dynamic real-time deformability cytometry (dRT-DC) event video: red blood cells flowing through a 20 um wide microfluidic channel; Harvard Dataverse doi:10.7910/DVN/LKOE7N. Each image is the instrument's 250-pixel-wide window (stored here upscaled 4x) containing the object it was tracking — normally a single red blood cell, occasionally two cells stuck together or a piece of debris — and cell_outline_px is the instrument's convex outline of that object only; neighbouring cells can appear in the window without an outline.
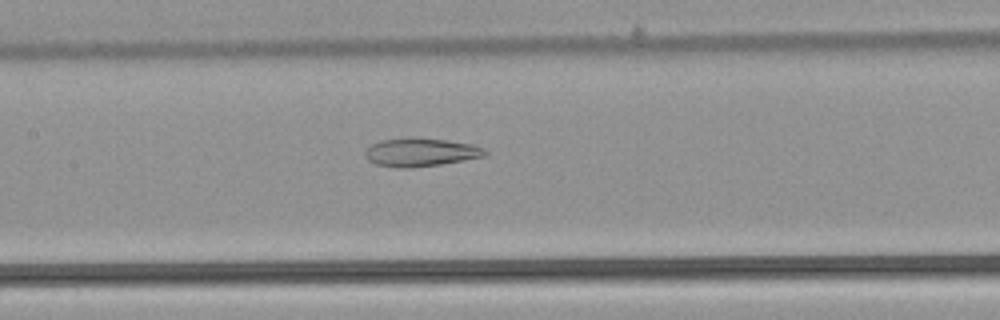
{"species": "common noctule bat (a hibernating species)", "species_latin": "Nyctalus noctula", "temperature_condition": "warm", "stored_images_in_passage": 42, "camera_frame_rate_fps": 3000, "um_per_image_px": 0.085, "animal": {"sex": "male", "body_mass_g": 21.5, "forearm_length_mm": 52.0}, "frame": {"image": 1, "passage_image": 15, "time_ms": 4.667, "image_size_px": [1000, 320], "cell_outline_px": [[488, 152], [484, 156], [464, 160], [440, 164], [408, 168], [400, 168], [376, 164], [368, 160], [364, 156], [364, 152], [372, 144], [380, 140], [412, 136], [444, 140], [472, 144], [484, 148]], "centroid_in_image_um": [35.73, 12.93], "position_along_channel_um": 171.7, "area_um2": 19.88}}
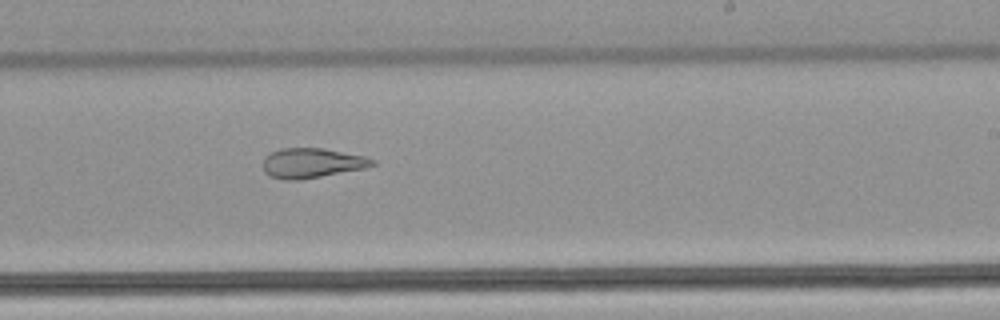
{"frame": {"image": 2, "passage_image": 22, "time_ms": 7.0, "image_size_px": [1000, 320], "cell_outline_px": [[376, 164], [364, 168], [300, 180], [284, 180], [268, 176], [264, 172], [264, 156], [280, 148], [324, 148], [364, 156], [376, 160]], "centroid_in_image_um": [26.49, 13.86], "position_along_channel_um": 262.5, "area_um2": 19.02}}
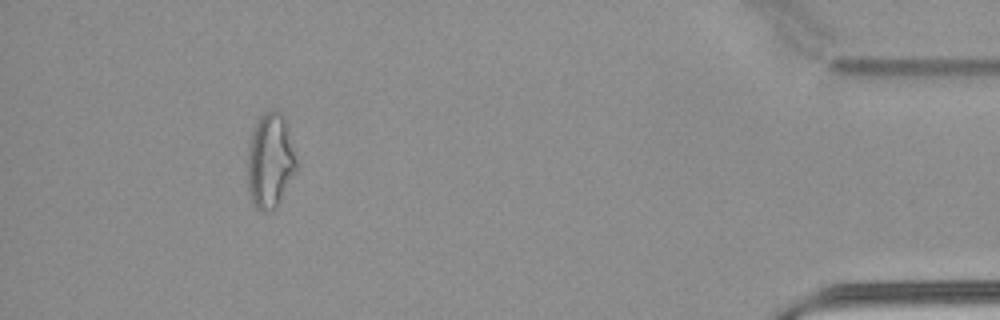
{"frame": {"image": 3, "passage_image": 38, "time_ms": 12.333, "image_size_px": [1000, 320], "cell_outline_px": [[296, 172], [276, 204], [272, 208], [256, 208], [252, 204], [248, 192], [248, 148], [252, 132], [260, 116], [264, 112], [280, 112], [288, 124], [296, 160]], "centroid_in_image_um": [22.95, 13.62], "position_along_channel_um": 412.2, "area_um2": 26.36}, "authors_computed_cell_mechanics": {"area_um2": 22.7443, "velocity_mm_per_s": 3.9097, "shape_relaxation_time_tau1_ms": null, "shape_relaxation_time_tau2_ms": 2.826, "deformation_change_tau1": null, "deformation_change_tau2": 0.1283}}